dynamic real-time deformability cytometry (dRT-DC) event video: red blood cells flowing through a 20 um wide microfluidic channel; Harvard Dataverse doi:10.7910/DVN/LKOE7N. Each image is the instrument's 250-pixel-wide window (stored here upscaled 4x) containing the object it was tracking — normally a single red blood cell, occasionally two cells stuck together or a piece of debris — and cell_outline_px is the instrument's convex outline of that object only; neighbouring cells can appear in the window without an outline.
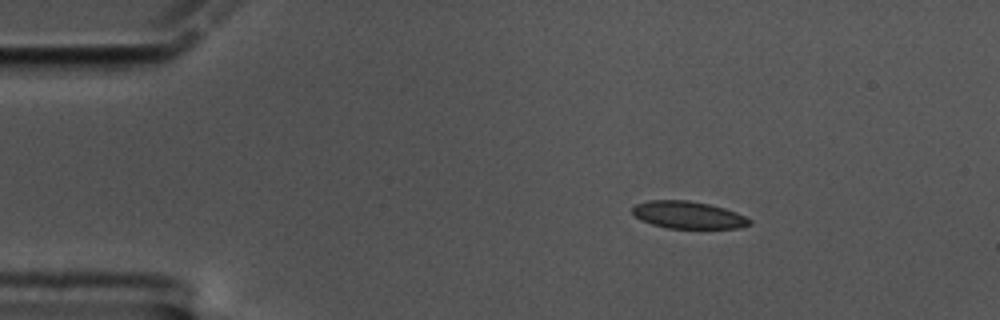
{"species": "common noctule bat (a hibernating species)", "species_latin": "Nyctalus noctula", "temperature_condition": "cold", "stored_images_in_passage": 50, "camera_frame_rate_fps": 3000, "um_per_image_px": 0.085, "animal": {"sex": "male", "body_mass_g": 17.5, "forearm_length_mm": 52.3}, "frame": {"image": 1, "passage_image": 1, "time_ms": 0.0, "image_size_px": [1000, 320], "cell_outline_px": [[752, 224], [740, 228], [668, 228], [652, 224], [640, 220], [632, 212], [632, 208], [636, 204], [648, 200], [688, 200], [708, 204], [724, 208], [736, 212], [752, 220]], "centroid_in_image_um": [58.5, 18.27], "position_along_channel_um": 26.5, "area_um2": 18.61}}
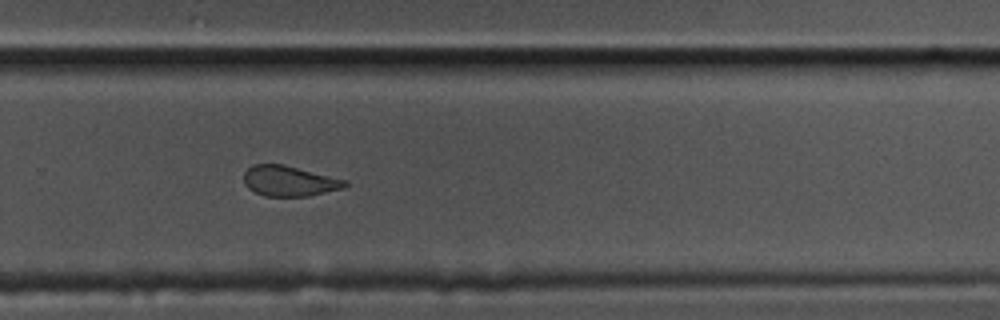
{"frame": {"image": 2, "passage_image": 31, "time_ms": 10.0, "image_size_px": [1000, 320], "cell_outline_px": [[348, 184], [344, 188], [308, 196], [264, 196], [248, 188], [244, 184], [244, 172], [252, 164], [284, 164], [348, 180]], "centroid_in_image_um": [24.6, 15.38], "position_along_channel_um": 305.2, "area_um2": 18.03}}
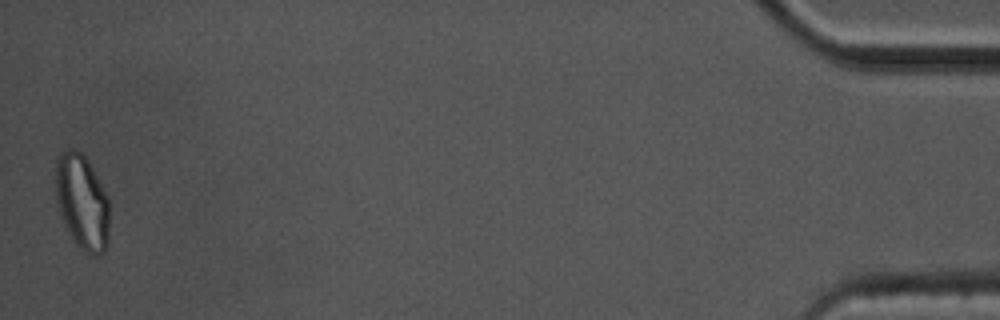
{"frame": {"image": 3, "passage_image": 50, "time_ms": 16.333, "image_size_px": [1000, 320], "cell_outline_px": [[108, 244], [104, 252], [100, 256], [88, 256], [76, 244], [64, 224], [56, 200], [56, 156], [60, 152], [68, 148], [76, 148], [88, 160], [108, 196]], "centroid_in_image_um": [6.98, 17.17], "position_along_channel_um": 428.2, "area_um2": 30.17}, "authors_computed_cell_mechanics": {"area_um2": 19.2474, "velocity_mm_per_s": 3.4048, "shape_relaxation_time_tau1_ms": 7.8254, "shape_relaxation_time_tau2_ms": 1.9021, "deformation_change_tau1": 0.1783, "deformation_change_tau2": 0.0788}}